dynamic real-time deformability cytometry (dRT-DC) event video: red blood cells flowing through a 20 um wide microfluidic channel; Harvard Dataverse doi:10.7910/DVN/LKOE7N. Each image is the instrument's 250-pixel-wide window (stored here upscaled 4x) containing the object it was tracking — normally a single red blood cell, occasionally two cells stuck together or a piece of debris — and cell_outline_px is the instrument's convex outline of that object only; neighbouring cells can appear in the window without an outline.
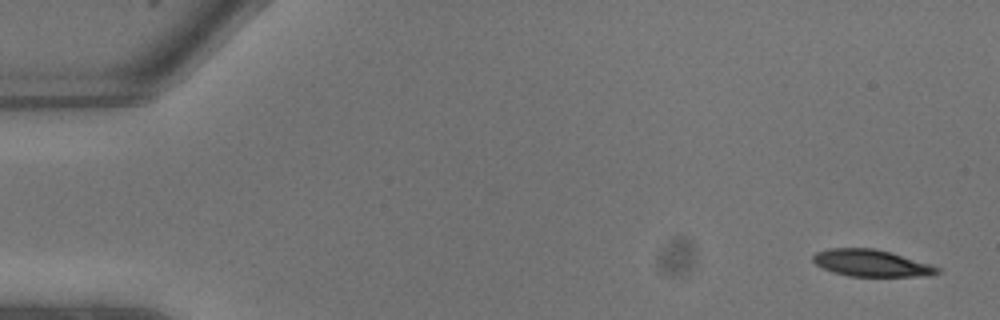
{"species": "common noctule bat (a hibernating species)", "species_latin": "Nyctalus noctula", "temperature_condition": "warm", "stored_images_in_passage": 11, "camera_frame_rate_fps": 3000, "um_per_image_px": 0.085, "animal": {"sex": "male", "body_mass_g": 13.3}, "frame": {"image": 1, "passage_image": 1, "time_ms": 0.0, "image_size_px": [1000, 320], "cell_outline_px": [[940, 272], [928, 276], [848, 276], [832, 272], [816, 264], [812, 260], [812, 256], [816, 252], [828, 248], [876, 248], [892, 252], [940, 268]], "centroid_in_image_um": [74.03, 22.36], "position_along_channel_um": 11.0, "area_um2": 19.42}}
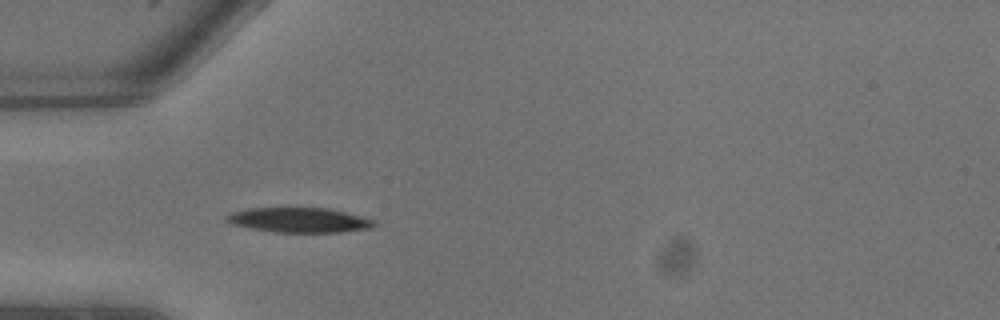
{"frame": {"image": 2, "passage_image": 7, "time_ms": 2.0, "image_size_px": [1000, 320], "cell_outline_px": [[376, 224], [372, 228], [340, 232], [272, 232], [232, 224], [224, 220], [224, 216], [232, 212], [248, 208], [296, 204], [328, 208], [376, 220]], "centroid_in_image_um": [25.38, 18.65], "position_along_channel_um": 59.6, "area_um2": 22.48}}
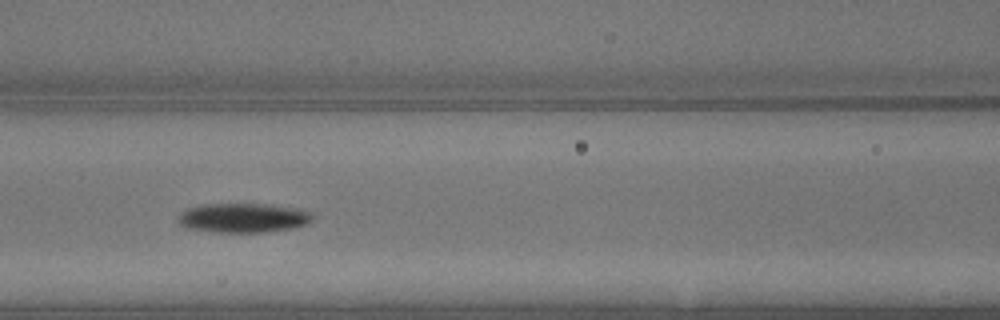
{"frame": {"image": 3, "passage_image": 10, "time_ms": 3.0, "image_size_px": [1000, 320], "cell_outline_px": [[312, 220], [304, 224], [288, 228], [264, 232], [216, 232], [188, 228], [180, 224], [176, 220], [176, 216], [184, 208], [200, 204], [272, 204], [304, 208], [312, 212]], "centroid_in_image_um": [20.63, 18.49], "position_along_channel_um": 146.0, "area_um2": 23.35}}